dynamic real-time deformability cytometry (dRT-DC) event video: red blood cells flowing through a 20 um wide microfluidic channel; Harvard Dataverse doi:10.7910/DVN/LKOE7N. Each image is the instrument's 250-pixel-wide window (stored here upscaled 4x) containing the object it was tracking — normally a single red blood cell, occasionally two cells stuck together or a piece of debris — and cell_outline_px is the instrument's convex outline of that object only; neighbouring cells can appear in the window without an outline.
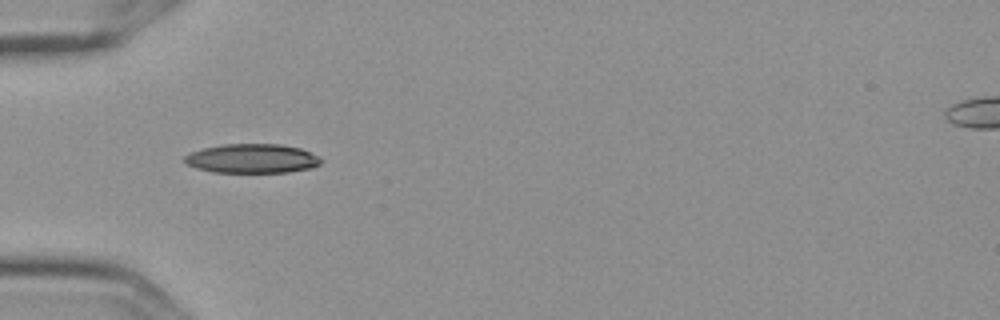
{"species": "Egyptian fruit bat (a non-hibernating species)", "species_latin": "Rousettus aegyptiacus", "temperature_condition": "cold", "stored_images_in_passage": 2, "camera_frame_rate_fps": 3000, "um_per_image_px": 0.085, "frame": {"image": 1, "passage_image": 2, "time_ms": 0.333, "image_size_px": [1000, 320], "cell_outline_px": [[324, 160], [320, 164], [312, 168], [288, 172], [212, 172], [196, 168], [184, 164], [184, 156], [192, 152], [204, 148], [224, 144], [280, 144], [300, 148]], "centroid_in_image_um": [21.41, 13.48], "position_along_channel_um": 63.6, "area_um2": 23.18}}